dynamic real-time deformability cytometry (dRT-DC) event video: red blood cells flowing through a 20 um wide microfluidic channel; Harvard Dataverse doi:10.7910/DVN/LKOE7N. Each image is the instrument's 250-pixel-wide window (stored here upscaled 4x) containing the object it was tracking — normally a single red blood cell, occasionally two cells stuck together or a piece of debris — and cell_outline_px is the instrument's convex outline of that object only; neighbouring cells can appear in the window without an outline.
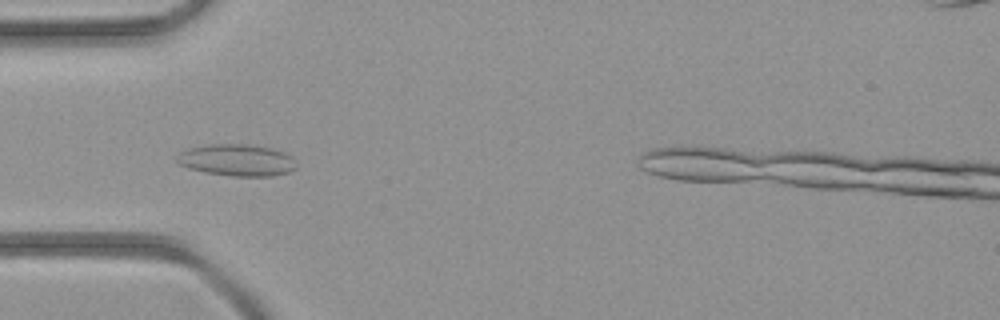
{"species": "common noctule bat (a hibernating species)", "species_latin": "Nyctalus noctula", "temperature_condition": "room temperature", "stored_images_in_passage": 23, "camera_frame_rate_fps": 3000, "um_per_image_px": 0.085, "animal": {"sex": "female", "body_mass_g": 21.9}, "frame": {"image": 1, "passage_image": 3, "time_ms": 0.667, "image_size_px": [1000, 320], "cell_outline_px": [[296, 168], [288, 172], [272, 176], [232, 176], [204, 172], [188, 168], [176, 164], [176, 160], [180, 152], [188, 148], [208, 144], [248, 144], [272, 148], [284, 152], [292, 156]], "centroid_in_image_um": [20.11, 13.61], "position_along_channel_um": 64.9, "area_um2": 22.25}}
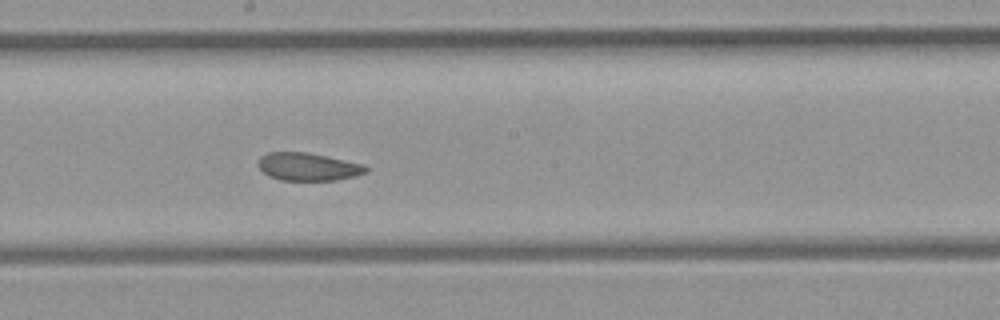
{"frame": {"image": 2, "passage_image": 13, "time_ms": 4.0, "image_size_px": [1000, 320], "cell_outline_px": [[368, 172], [356, 176], [336, 180], [280, 180], [264, 172], [256, 164], [260, 156], [268, 152], [308, 152], [364, 164], [368, 168]], "centroid_in_image_um": [26.2, 14.16], "position_along_channel_um": 222.0, "area_um2": 17.51}}
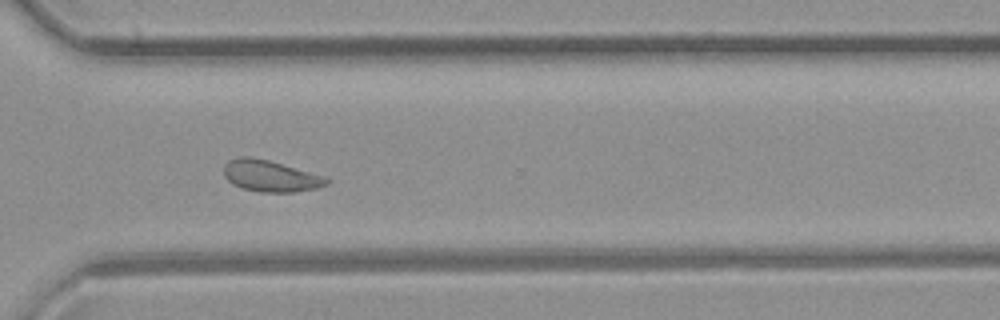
{"frame": {"image": 3, "passage_image": 21, "time_ms": 6.667, "image_size_px": [1000, 320], "cell_outline_px": [[332, 180], [328, 184], [316, 188], [296, 192], [260, 192], [244, 188], [232, 184], [224, 176], [224, 164], [228, 160], [240, 156], [248, 156], [268, 160], [324, 176]], "centroid_in_image_um": [22.98, 14.96], "position_along_channel_um": 347.6, "area_um2": 18.79}}